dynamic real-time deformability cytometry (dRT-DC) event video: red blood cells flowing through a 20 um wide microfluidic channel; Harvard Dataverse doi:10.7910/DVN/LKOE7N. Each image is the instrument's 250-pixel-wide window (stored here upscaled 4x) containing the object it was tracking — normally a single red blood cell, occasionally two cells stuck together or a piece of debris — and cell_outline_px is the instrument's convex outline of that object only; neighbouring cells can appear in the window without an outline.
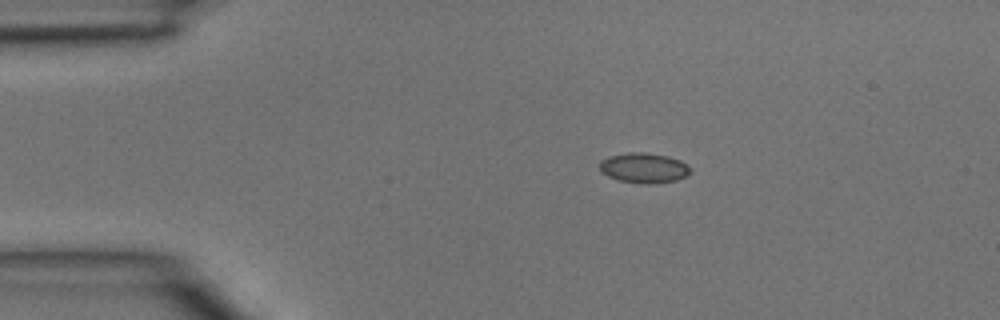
{"species": "common noctule bat (a hibernating species)", "species_latin": "Nyctalus noctula", "temperature_condition": "room temperature", "stored_images_in_passage": 2, "camera_frame_rate_fps": 3000, "um_per_image_px": 0.085, "animal": {"sex": "male", "body_mass_g": 15.6}, "frame": {"image": 1, "passage_image": 1, "time_ms": 0.0, "image_size_px": [1000, 320], "cell_outline_px": [[692, 172], [688, 176], [676, 180], [656, 184], [640, 184], [620, 180], [608, 176], [600, 172], [600, 160], [608, 156], [628, 152], [640, 152], [668, 156], [680, 160], [692, 168]], "centroid_in_image_um": [54.75, 14.28], "position_along_channel_um": 30.2, "area_um2": 16.18}}